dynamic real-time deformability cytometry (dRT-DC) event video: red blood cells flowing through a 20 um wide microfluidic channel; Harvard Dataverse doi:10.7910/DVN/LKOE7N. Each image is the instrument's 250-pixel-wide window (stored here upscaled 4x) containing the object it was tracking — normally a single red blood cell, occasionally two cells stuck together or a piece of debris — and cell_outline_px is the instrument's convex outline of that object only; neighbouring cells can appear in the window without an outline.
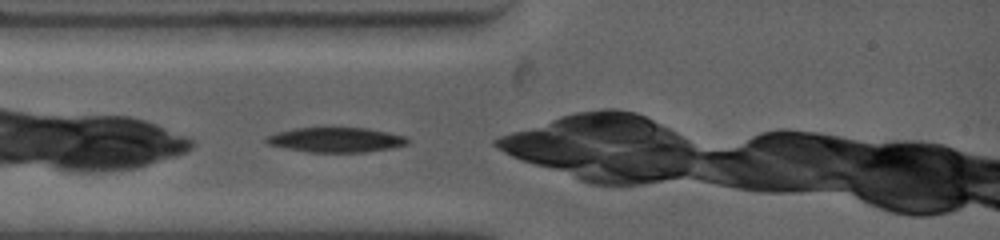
{"species": "common noctule bat (a hibernating species)", "species_latin": "Nyctalus noctula", "temperature_condition": "warm", "stored_images_in_passage": 1, "camera_frame_rate_fps": 4500, "um_per_image_px": 0.085, "animal": {"sex": "female", "body_mass_g": 19.0, "forearm_length_mm": 53.3}, "frame": {"image": 1, "passage_image": 1, "time_ms": 0.0, "image_size_px": [1000, 240], "cell_outline_px": [[408, 144], [392, 148], [364, 152], [308, 152], [284, 148], [268, 144], [264, 140], [264, 136], [296, 128], [364, 128], [404, 136], [408, 140]], "centroid_in_image_um": [28.51, 11.9], "position_along_channel_um": 56.5, "area_um2": 20.17}}